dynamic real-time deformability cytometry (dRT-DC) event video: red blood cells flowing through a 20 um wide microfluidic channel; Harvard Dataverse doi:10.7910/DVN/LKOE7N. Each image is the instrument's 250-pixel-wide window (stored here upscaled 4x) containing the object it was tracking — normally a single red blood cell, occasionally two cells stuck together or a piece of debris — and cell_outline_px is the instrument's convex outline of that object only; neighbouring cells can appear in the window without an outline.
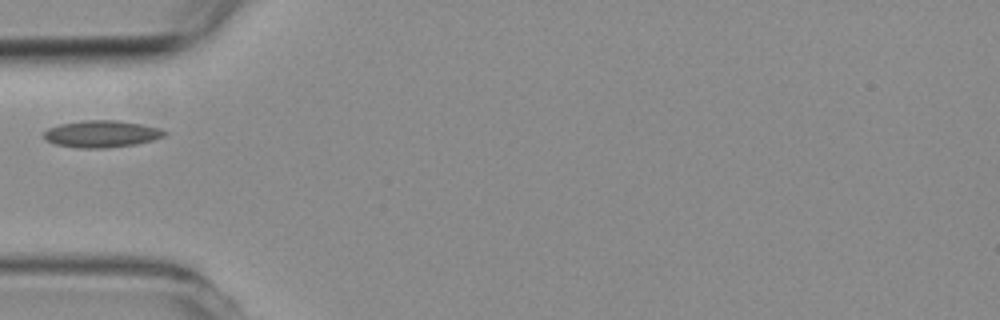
{"species": "common noctule bat (a hibernating species)", "species_latin": "Nyctalus noctula", "temperature_condition": "room temperature", "stored_images_in_passage": 1, "camera_frame_rate_fps": 3000, "um_per_image_px": 0.085, "animal": {"sex": "female", "body_mass_g": 19.3, "forearm_length_mm": 54.1}, "frame": {"image": 1, "passage_image": 1, "time_ms": 0.0, "image_size_px": [1000, 320], "cell_outline_px": [[168, 132], [164, 136], [152, 140], [136, 144], [104, 148], [80, 148], [56, 144], [48, 140], [44, 136], [44, 132], [48, 128], [60, 124], [84, 120], [120, 120], [160, 128]], "centroid_in_image_um": [8.66, 11.37], "position_along_channel_um": 76.3, "area_um2": 18.79}}